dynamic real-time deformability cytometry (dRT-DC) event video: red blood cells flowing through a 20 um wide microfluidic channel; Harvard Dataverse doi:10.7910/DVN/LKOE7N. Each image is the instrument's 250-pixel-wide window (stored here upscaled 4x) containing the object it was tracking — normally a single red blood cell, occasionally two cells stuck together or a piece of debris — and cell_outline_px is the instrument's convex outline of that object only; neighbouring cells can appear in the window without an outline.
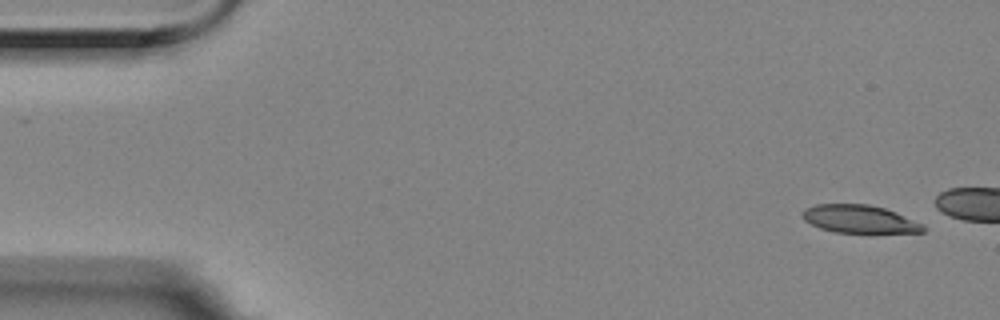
{"species": "Egyptian fruit bat (a non-hibernating species)", "species_latin": "Rousettus aegyptiacus", "temperature_condition": "room temperature", "stored_images_in_passage": 5, "camera_frame_rate_fps": 3000, "um_per_image_px": 0.085, "animal": {"sex": "female"}, "frame": {"image": 1, "passage_image": 1, "time_ms": 0.0, "image_size_px": [1000, 320], "cell_outline_px": [[928, 228], [924, 232], [872, 236], [836, 232], [820, 228], [804, 220], [804, 208], [816, 204], [868, 204], [884, 208], [896, 212], [924, 224]], "centroid_in_image_um": [73.19, 18.69], "position_along_channel_um": 11.8, "area_um2": 20.75}}